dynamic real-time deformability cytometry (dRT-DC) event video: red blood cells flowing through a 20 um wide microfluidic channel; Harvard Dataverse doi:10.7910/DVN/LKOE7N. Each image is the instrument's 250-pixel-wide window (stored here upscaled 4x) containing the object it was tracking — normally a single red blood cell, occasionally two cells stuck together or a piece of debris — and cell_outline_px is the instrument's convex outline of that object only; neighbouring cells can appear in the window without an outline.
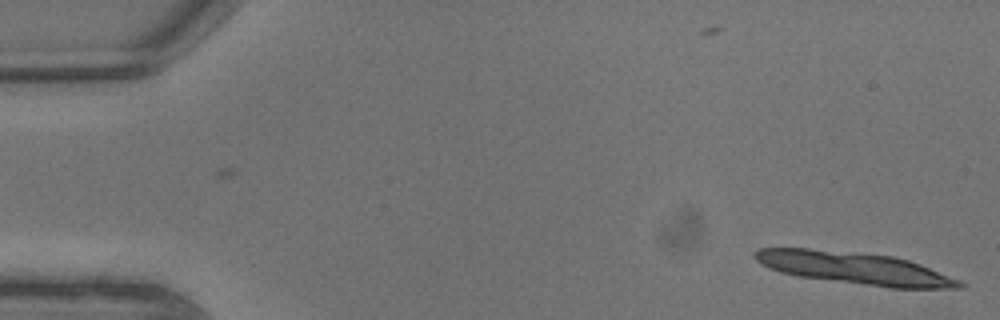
{"species": "common noctule bat (a hibernating species)", "species_latin": "Nyctalus noctula", "temperature_condition": "warm", "stored_images_in_passage": 3, "camera_frame_rate_fps": 3000, "um_per_image_px": 0.085, "animal": {"sex": "male", "body_mass_g": 13.3}, "frame": {"image": 1, "passage_image": 3, "time_ms": 0.667, "image_size_px": [1000, 320], "cell_outline_px": [[968, 284], [964, 288], [888, 288], [800, 276], [780, 272], [768, 268], [760, 264], [752, 256], [752, 252], [760, 248], [808, 248], [892, 256], [908, 260], [920, 264], [960, 280]], "centroid_in_image_um": [72.64, 22.8], "position_along_channel_um": 12.4, "area_um2": 38.26}}